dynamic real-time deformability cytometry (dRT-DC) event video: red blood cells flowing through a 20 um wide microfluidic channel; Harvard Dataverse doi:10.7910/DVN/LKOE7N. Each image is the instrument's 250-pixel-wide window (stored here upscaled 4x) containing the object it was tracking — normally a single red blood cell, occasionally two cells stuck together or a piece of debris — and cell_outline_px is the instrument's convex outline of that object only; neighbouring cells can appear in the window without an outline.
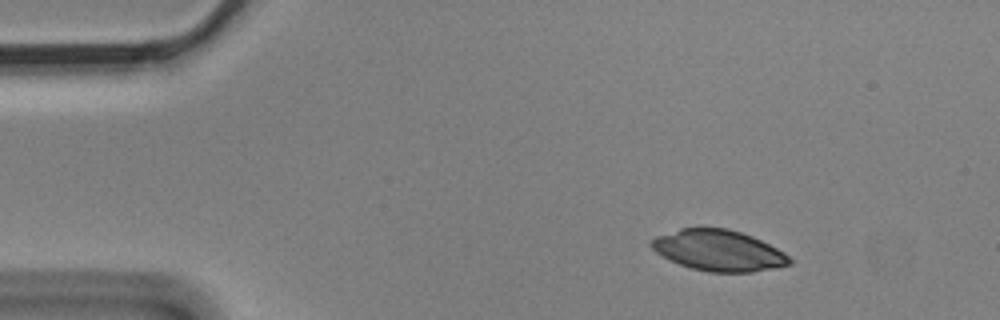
{"species": "Egyptian fruit bat (a non-hibernating species)", "species_latin": "Rousettus aegyptiacus", "temperature_condition": "cold", "stored_images_in_passage": 4, "camera_frame_rate_fps": 3000, "um_per_image_px": 0.085, "animal": {"sex": "male"}, "frame": {"image": 1, "passage_image": 2, "time_ms": 0.333, "image_size_px": [1000, 320], "cell_outline_px": [[792, 264], [776, 268], [752, 272], [708, 272], [692, 268], [680, 264], [656, 252], [648, 244], [656, 236], [680, 228], [728, 228], [752, 236], [784, 252], [792, 260]], "centroid_in_image_um": [61.09, 21.29], "position_along_channel_um": 23.9, "area_um2": 32.77}}